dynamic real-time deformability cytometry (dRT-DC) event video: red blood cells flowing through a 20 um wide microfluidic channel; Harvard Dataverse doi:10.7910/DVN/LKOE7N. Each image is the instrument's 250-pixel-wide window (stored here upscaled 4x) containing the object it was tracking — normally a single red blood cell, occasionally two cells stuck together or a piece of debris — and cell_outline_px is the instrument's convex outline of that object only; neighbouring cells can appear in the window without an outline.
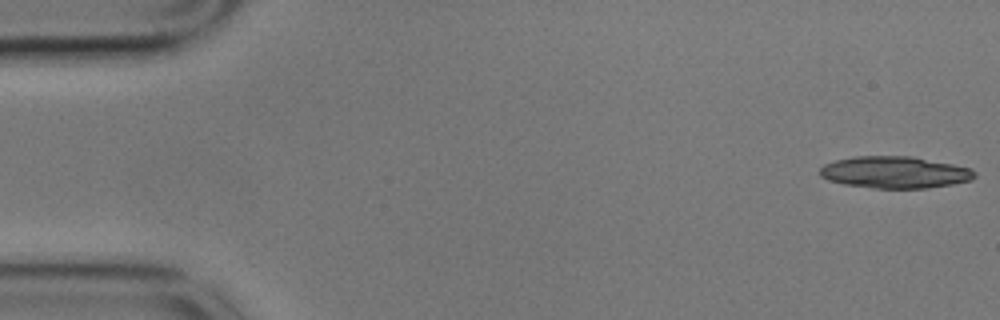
{"species": "common noctule bat (a hibernating species)", "species_latin": "Nyctalus noctula", "temperature_condition": "cold", "stored_images_in_passage": 54, "camera_frame_rate_fps": 3000, "um_per_image_px": 0.085, "animal": {"sex": "male", "body_mass_g": 17.9}, "frame": {"image": 1, "passage_image": 1, "time_ms": 0.0, "image_size_px": [1000, 320], "cell_outline_px": [[976, 176], [972, 180], [952, 184], [928, 188], [872, 188], [844, 184], [828, 180], [820, 176], [820, 168], [824, 164], [836, 160], [856, 156], [912, 156], [972, 168], [976, 172]], "centroid_in_image_um": [76.07, 14.64], "position_along_channel_um": 8.9, "area_um2": 28.78}}
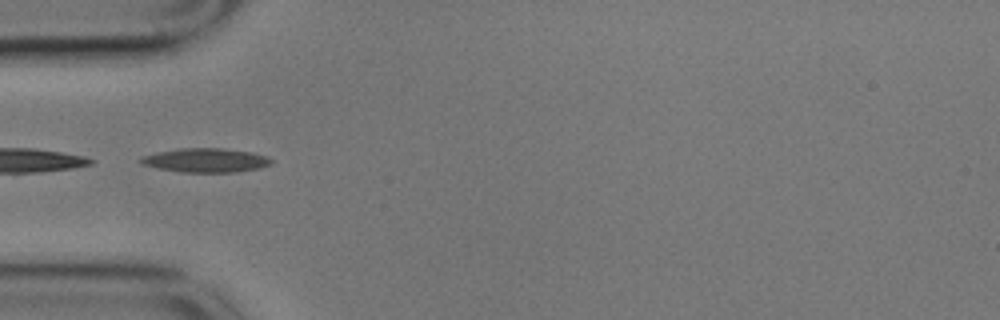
{"frame": {"image": 2, "passage_image": 17, "time_ms": 5.333, "image_size_px": [1000, 320], "cell_outline_px": [[272, 164], [260, 168], [236, 172], [180, 172], [156, 168], [144, 164], [140, 160], [144, 156], [160, 152], [180, 148], [220, 148], [252, 152], [268, 156], [272, 160]], "centroid_in_image_um": [17.56, 13.63], "position_along_channel_um": 67.4, "area_um2": 18.15}}
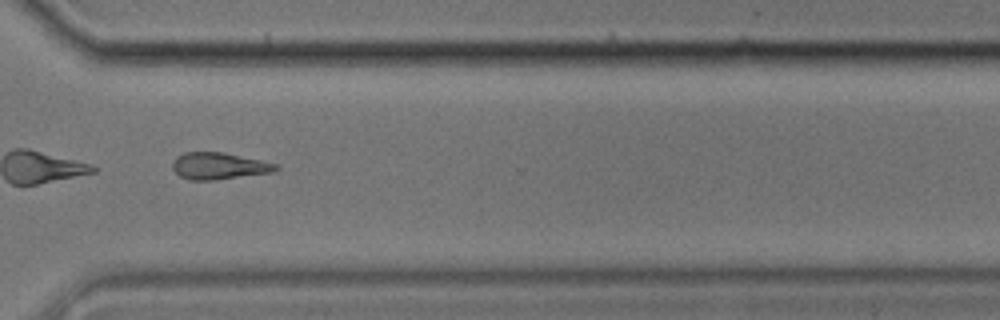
{"frame": {"image": 3, "passage_image": 41, "time_ms": 13.333, "image_size_px": [1000, 320], "cell_outline_px": [[280, 168], [272, 172], [212, 180], [188, 180], [180, 176], [172, 168], [172, 160], [176, 156], [184, 152], [224, 152], [260, 160], [276, 164]], "centroid_in_image_um": [18.55, 14.1], "position_along_channel_um": 352.0, "area_um2": 16.07}, "authors_computed_cell_mechanics": {"area_um2": 17.051, "velocity_mm_per_s": 3.5541, "shape_relaxation_time_tau1_ms": 4.3814, "shape_relaxation_time_tau2_ms": null, "deformation_change_tau1": 0.0831, "deformation_change_tau2": null}}